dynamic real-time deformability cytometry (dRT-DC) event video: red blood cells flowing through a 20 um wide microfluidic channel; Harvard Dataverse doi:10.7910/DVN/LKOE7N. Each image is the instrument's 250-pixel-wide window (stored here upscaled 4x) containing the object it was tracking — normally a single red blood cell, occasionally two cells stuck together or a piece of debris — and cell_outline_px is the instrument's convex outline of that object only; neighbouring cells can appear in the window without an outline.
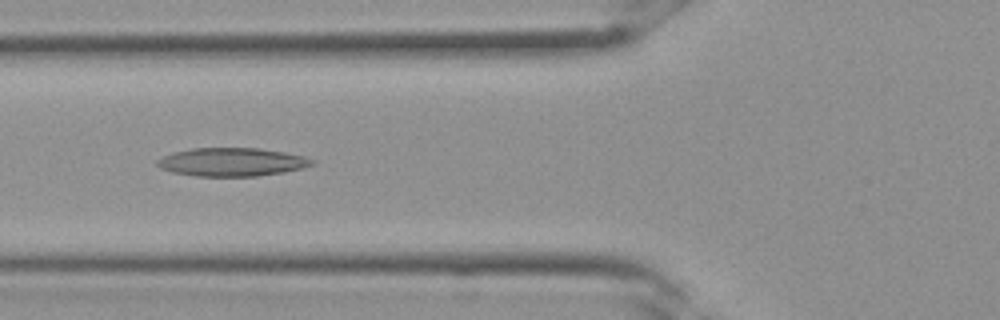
{"species": "Egyptian fruit bat (a non-hibernating species)", "species_latin": "Rousettus aegyptiacus", "temperature_condition": "room temperature", "stored_images_in_passage": 28, "camera_frame_rate_fps": 3000, "um_per_image_px": 0.085, "frame": {"image": 1, "passage_image": 8, "time_ms": 2.333, "image_size_px": [1000, 320], "cell_outline_px": [[316, 164], [304, 168], [284, 172], [256, 176], [196, 176], [172, 172], [160, 168], [156, 164], [156, 160], [172, 152], [192, 148], [260, 148], [284, 152], [304, 156], [316, 160]], "centroid_in_image_um": [19.74, 13.77], "position_along_channel_um": 106.1, "area_um2": 25.78}}
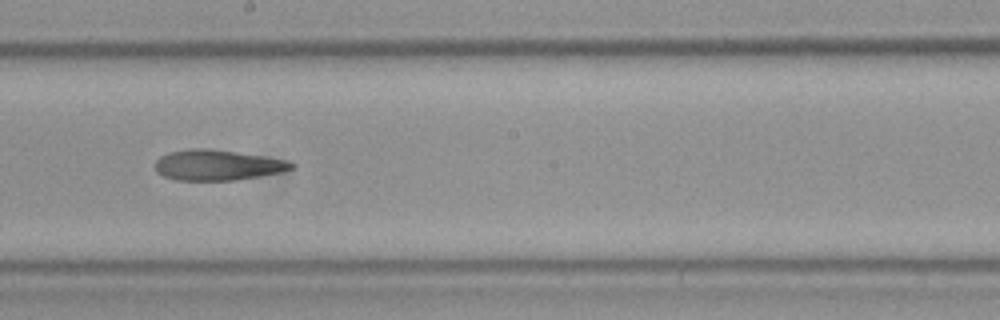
{"frame": {"image": 2, "passage_image": 14, "time_ms": 4.333, "image_size_px": [1000, 320], "cell_outline_px": [[296, 168], [280, 172], [236, 180], [176, 180], [164, 176], [156, 172], [156, 160], [160, 156], [168, 152], [188, 148], [208, 148], [236, 152], [284, 160], [296, 164]], "centroid_in_image_um": [18.45, 14.03], "position_along_channel_um": 229.8, "area_um2": 24.1}}
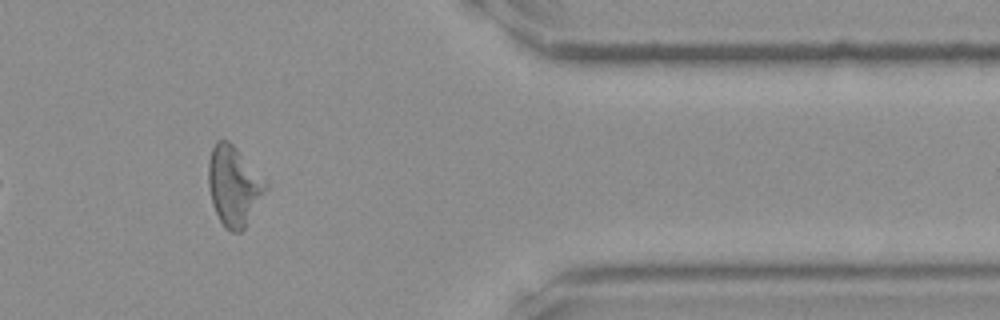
{"frame": {"image": 3, "passage_image": 23, "time_ms": 7.333, "image_size_px": [1000, 320], "cell_outline_px": [[268, 188], [244, 228], [240, 232], [232, 232], [220, 220], [212, 204], [208, 184], [208, 160], [212, 148], [216, 140], [228, 140], [236, 148], [268, 184]], "centroid_in_image_um": [19.85, 15.78], "position_along_channel_um": 391.5, "area_um2": 26.13}}